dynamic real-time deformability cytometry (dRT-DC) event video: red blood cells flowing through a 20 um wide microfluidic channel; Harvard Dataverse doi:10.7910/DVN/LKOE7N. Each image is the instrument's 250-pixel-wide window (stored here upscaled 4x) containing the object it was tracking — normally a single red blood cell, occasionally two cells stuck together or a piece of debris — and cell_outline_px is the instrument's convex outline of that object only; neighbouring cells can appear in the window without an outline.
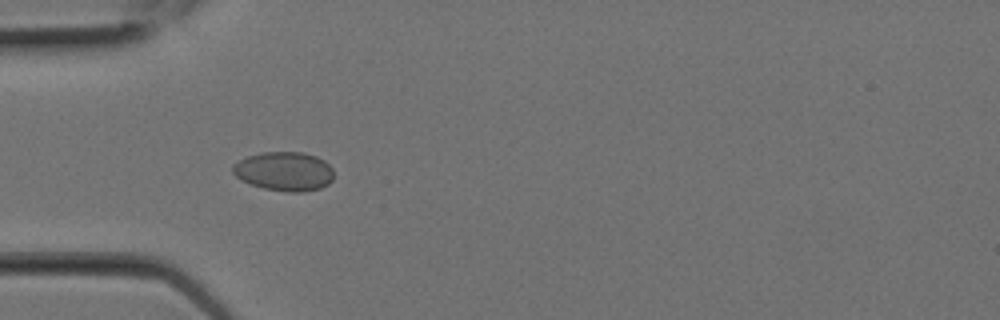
{"species": "Egyptian fruit bat (a non-hibernating species)", "species_latin": "Rousettus aegyptiacus", "temperature_condition": "room temperature", "stored_images_in_passage": 11, "camera_frame_rate_fps": 3000, "um_per_image_px": 0.085, "animal": {"sex": "female"}, "frame": {"image": 1, "passage_image": 7, "time_ms": 2.0, "image_size_px": [1000, 320], "cell_outline_px": [[332, 180], [328, 184], [320, 188], [304, 192], [288, 192], [264, 188], [240, 180], [232, 172], [232, 164], [248, 156], [260, 152], [304, 152], [316, 156], [324, 160], [332, 168]], "centroid_in_image_um": [24.15, 14.56], "position_along_channel_um": 60.8, "area_um2": 23.06}}
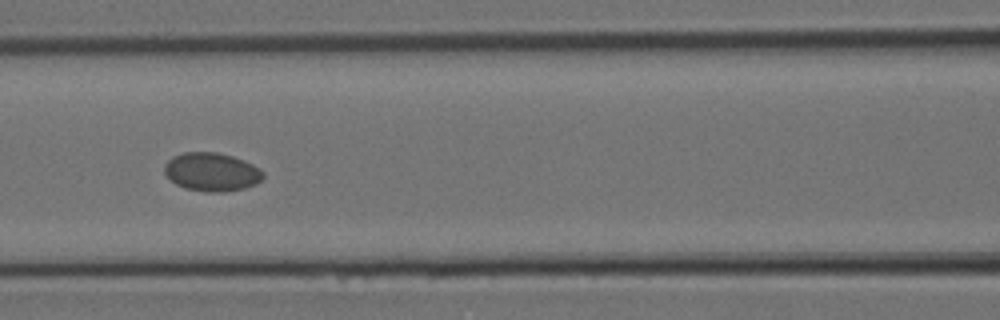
{"frame": {"image": 2, "passage_image": 10, "time_ms": 3.0, "image_size_px": [1000, 320], "cell_outline_px": [[264, 176], [256, 184], [244, 188], [224, 192], [208, 192], [184, 188], [176, 184], [164, 172], [164, 164], [172, 156], [184, 152], [216, 152], [232, 156], [244, 160], [260, 168], [264, 172]], "centroid_in_image_um": [18.0, 14.61], "position_along_channel_um": 148.6, "area_um2": 22.2}}
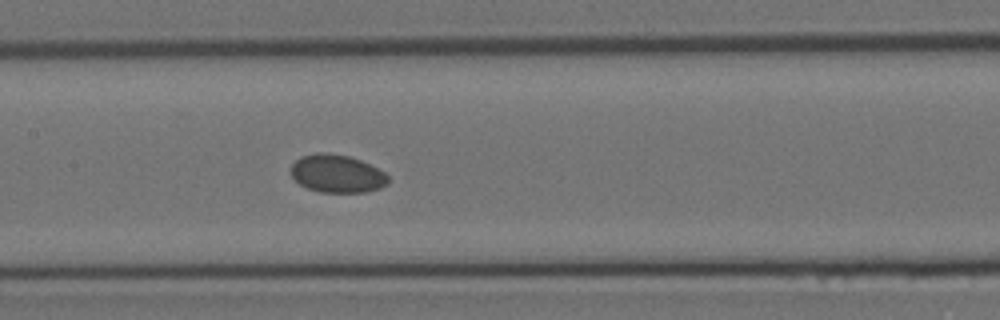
{"frame": {"image": 3, "passage_image": 11, "time_ms": 3.333, "image_size_px": [1000, 320], "cell_outline_px": [[388, 184], [380, 188], [364, 192], [320, 192], [308, 188], [300, 184], [292, 176], [292, 164], [300, 156], [316, 152], [328, 152], [348, 156], [360, 160], [384, 172], [388, 176]], "centroid_in_image_um": [28.64, 14.75], "position_along_channel_um": 178.8, "area_um2": 21.39}}